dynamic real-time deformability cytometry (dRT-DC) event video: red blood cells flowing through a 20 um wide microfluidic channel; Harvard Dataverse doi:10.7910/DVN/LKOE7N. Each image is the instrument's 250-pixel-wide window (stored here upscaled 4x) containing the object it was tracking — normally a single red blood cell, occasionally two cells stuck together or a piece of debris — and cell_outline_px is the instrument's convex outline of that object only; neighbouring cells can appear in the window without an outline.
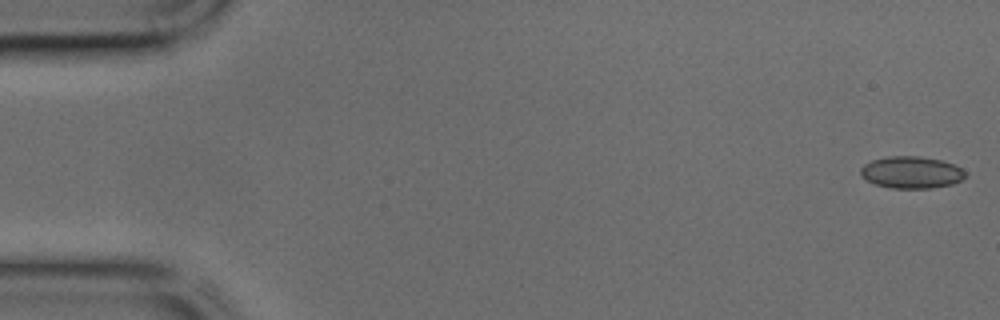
{"species": "common noctule bat (a hibernating species)", "species_latin": "Nyctalus noctula", "temperature_condition": "cold", "stored_images_in_passage": 44, "camera_frame_rate_fps": 3000, "um_per_image_px": 0.085, "animal": {"sex": "male", "body_mass_g": 17.9, "forearm_length_mm": 54.2}, "frame": {"image": 1, "passage_image": 1, "time_ms": 0.0, "image_size_px": [1000, 320], "cell_outline_px": [[968, 176], [964, 180], [952, 184], [932, 188], [892, 188], [876, 184], [868, 180], [860, 172], [860, 168], [864, 164], [872, 160], [888, 156], [920, 156], [940, 160], [952, 164], [960, 168]], "centroid_in_image_um": [77.5, 14.65], "position_along_channel_um": 7.5, "area_um2": 19.42}}
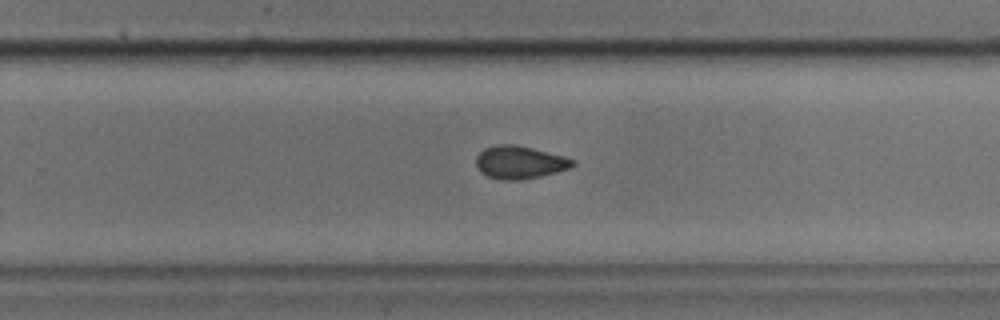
{"frame": {"image": 2, "passage_image": 28, "time_ms": 9.0, "image_size_px": [1000, 320], "cell_outline_px": [[576, 164], [572, 168], [540, 176], [520, 180], [504, 180], [488, 176], [480, 172], [476, 168], [476, 156], [484, 148], [496, 144], [516, 144], [564, 156], [576, 160]], "centroid_in_image_um": [44.18, 13.79], "position_along_channel_um": 285.6, "area_um2": 18.67}}
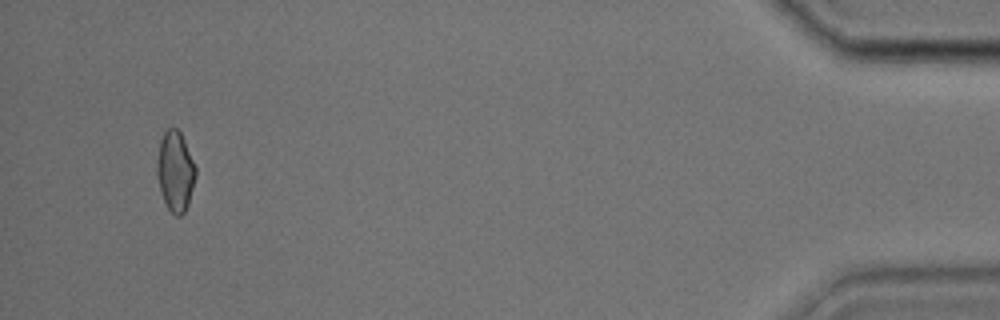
{"frame": {"image": 3, "passage_image": 42, "time_ms": 13.667, "image_size_px": [1000, 320], "cell_outline_px": [[196, 176], [188, 204], [184, 212], [180, 216], [176, 216], [168, 208], [160, 192], [156, 176], [156, 160], [160, 140], [164, 132], [168, 128], [176, 128], [180, 132], [184, 140], [196, 168]], "centroid_in_image_um": [14.87, 14.56], "position_along_channel_um": 420.3, "area_um2": 18.09}}